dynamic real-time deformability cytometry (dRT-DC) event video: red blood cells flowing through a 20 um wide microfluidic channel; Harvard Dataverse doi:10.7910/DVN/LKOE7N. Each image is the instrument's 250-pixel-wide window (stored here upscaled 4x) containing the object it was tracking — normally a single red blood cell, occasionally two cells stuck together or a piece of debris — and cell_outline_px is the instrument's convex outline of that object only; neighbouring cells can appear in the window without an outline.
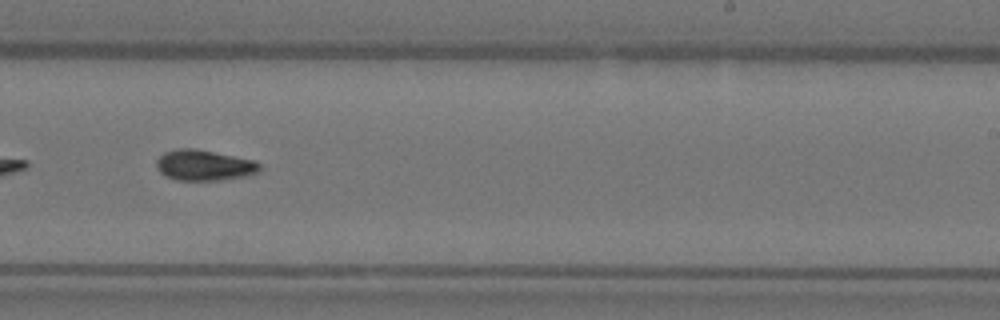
{"species": "Egyptian fruit bat (a non-hibernating species)", "species_latin": "Rousettus aegyptiacus", "temperature_condition": "warm", "stored_images_in_passage": 32, "camera_frame_rate_fps": 3000, "um_per_image_px": 0.085, "animal": {"sex": "female"}, "frame": {"image": 1, "passage_image": 20, "time_ms": 6.333, "image_size_px": [1000, 320], "cell_outline_px": [[260, 172], [244, 176], [220, 180], [176, 180], [164, 176], [156, 168], [156, 160], [164, 152], [180, 148], [196, 148], [252, 160], [260, 164]], "centroid_in_image_um": [17.31, 14.05], "position_along_channel_um": 271.7, "area_um2": 18.44}}
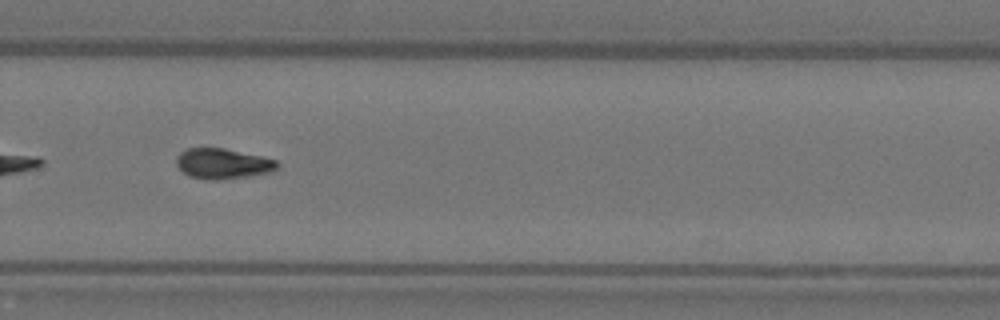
{"frame": {"image": 2, "passage_image": 23, "time_ms": 7.333, "image_size_px": [1000, 320], "cell_outline_px": [[280, 164], [272, 172], [252, 176], [220, 180], [212, 180], [192, 176], [184, 172], [176, 164], [176, 156], [180, 152], [188, 148], [224, 148], [260, 156], [276, 160]], "centroid_in_image_um": [18.96, 13.91], "position_along_channel_um": 310.8, "area_um2": 17.8}, "authors_computed_cell_mechanics": {"area_um2": 17.8024, "velocity_mm_per_s": 3.9376, "shape_relaxation_time_tau1_ms": 4.4749, "shape_relaxation_time_tau2_ms": 6.9825, "deformation_change_tau1": 0.1731, "deformation_change_tau2": 0.1034}}